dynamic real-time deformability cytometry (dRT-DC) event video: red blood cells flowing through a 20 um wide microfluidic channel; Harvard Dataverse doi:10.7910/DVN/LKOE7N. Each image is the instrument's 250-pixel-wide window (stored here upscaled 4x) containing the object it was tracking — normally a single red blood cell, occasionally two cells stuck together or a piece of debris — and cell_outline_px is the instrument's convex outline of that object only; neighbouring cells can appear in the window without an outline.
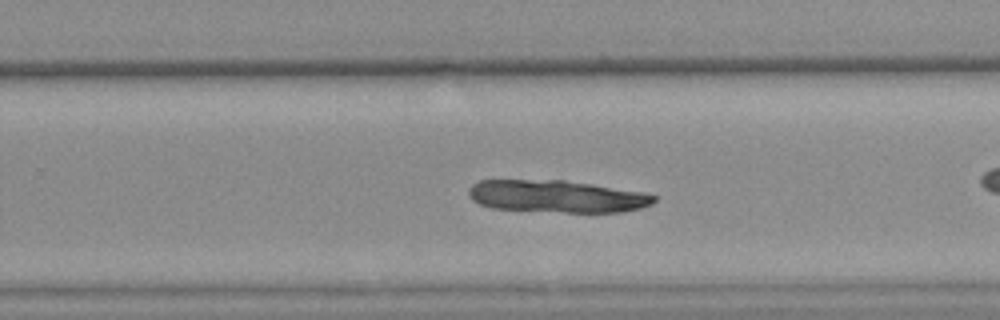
{"species": "common noctule bat (a hibernating species)", "species_latin": "Nyctalus noctula", "temperature_condition": "warm", "stored_images_in_passage": 42, "camera_frame_rate_fps": 3000, "um_per_image_px": 0.085, "animal": {"sex": "female", "body_mass_g": 25.1}, "frame": {"image": 1, "passage_image": 30, "time_ms": 9.667, "image_size_px": [1000, 320], "cell_outline_px": [[656, 200], [652, 204], [640, 208], [624, 212], [564, 212], [492, 208], [480, 204], [472, 200], [468, 196], [468, 188], [472, 184], [480, 180], [564, 180], [644, 192], [656, 196]], "centroid_in_image_um": [47.32, 16.69], "position_along_channel_um": 282.5, "area_um2": 34.91}}